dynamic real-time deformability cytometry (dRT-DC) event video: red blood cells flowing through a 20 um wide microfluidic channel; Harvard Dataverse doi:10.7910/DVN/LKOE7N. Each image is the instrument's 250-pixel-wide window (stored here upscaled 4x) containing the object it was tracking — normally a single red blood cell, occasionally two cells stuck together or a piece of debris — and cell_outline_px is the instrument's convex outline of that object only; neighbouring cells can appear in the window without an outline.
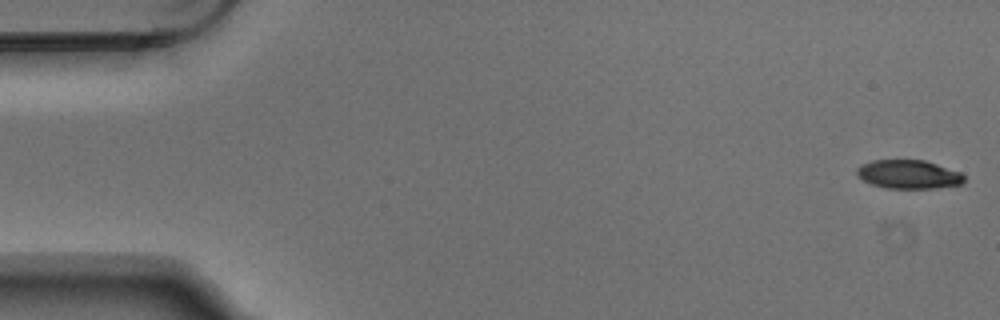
{"species": "Egyptian fruit bat (a non-hibernating species)", "species_latin": "Rousettus aegyptiacus", "temperature_condition": "warm", "stored_images_in_passage": 4, "camera_frame_rate_fps": 3000, "um_per_image_px": 0.085, "animal": {"sex": "male"}, "frame": {"image": 1, "passage_image": 1, "time_ms": 0.0, "image_size_px": [1000, 320], "cell_outline_px": [[964, 180], [960, 184], [936, 188], [888, 188], [872, 184], [856, 176], [856, 168], [872, 160], [924, 160], [960, 172], [964, 176]], "centroid_in_image_um": [77.21, 14.82], "position_along_channel_um": 7.8, "area_um2": 17.74}}
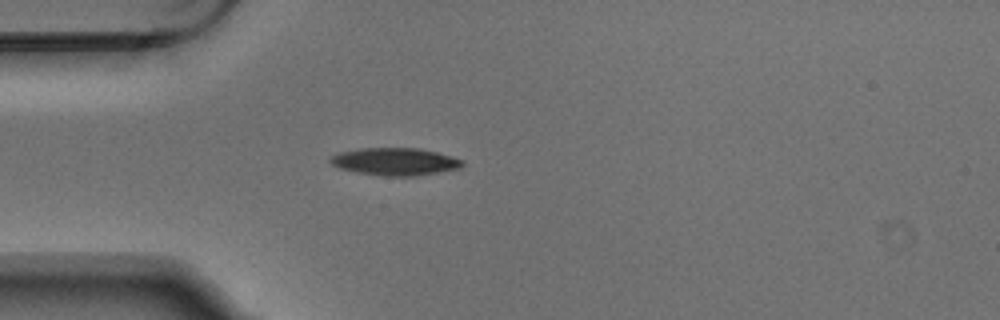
{"frame": {"image": 2, "passage_image": 4, "time_ms": 1.0, "image_size_px": [1000, 320], "cell_outline_px": [[464, 164], [460, 168], [416, 176], [384, 176], [356, 172], [340, 168], [332, 164], [328, 160], [332, 156], [340, 152], [360, 148], [420, 148], [452, 156], [464, 160]], "centroid_in_image_um": [33.6, 13.73], "position_along_channel_um": 51.4, "area_um2": 21.15}}